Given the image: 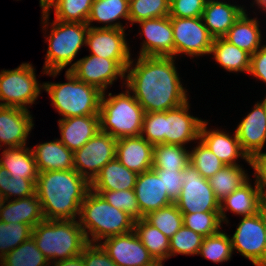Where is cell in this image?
I'll use <instances>...</instances> for the list:
<instances>
[{
	"label": "cell",
	"instance_id": "37",
	"mask_svg": "<svg viewBox=\"0 0 266 266\" xmlns=\"http://www.w3.org/2000/svg\"><path fill=\"white\" fill-rule=\"evenodd\" d=\"M50 262L37 248L31 236L0 260L1 266H49Z\"/></svg>",
	"mask_w": 266,
	"mask_h": 266
},
{
	"label": "cell",
	"instance_id": "56",
	"mask_svg": "<svg viewBox=\"0 0 266 266\" xmlns=\"http://www.w3.org/2000/svg\"><path fill=\"white\" fill-rule=\"evenodd\" d=\"M265 237H266V206H265ZM265 266H266V238H265Z\"/></svg>",
	"mask_w": 266,
	"mask_h": 266
},
{
	"label": "cell",
	"instance_id": "29",
	"mask_svg": "<svg viewBox=\"0 0 266 266\" xmlns=\"http://www.w3.org/2000/svg\"><path fill=\"white\" fill-rule=\"evenodd\" d=\"M129 22V0H94L86 24L91 28L126 29L120 20ZM119 20V21H118ZM92 22L102 26H92Z\"/></svg>",
	"mask_w": 266,
	"mask_h": 266
},
{
	"label": "cell",
	"instance_id": "24",
	"mask_svg": "<svg viewBox=\"0 0 266 266\" xmlns=\"http://www.w3.org/2000/svg\"><path fill=\"white\" fill-rule=\"evenodd\" d=\"M231 2L221 0H207L202 20L211 36L215 38H223L229 28L239 19V17L247 10L246 6L237 5Z\"/></svg>",
	"mask_w": 266,
	"mask_h": 266
},
{
	"label": "cell",
	"instance_id": "39",
	"mask_svg": "<svg viewBox=\"0 0 266 266\" xmlns=\"http://www.w3.org/2000/svg\"><path fill=\"white\" fill-rule=\"evenodd\" d=\"M169 239L183 226V215L175 203H171L143 217Z\"/></svg>",
	"mask_w": 266,
	"mask_h": 266
},
{
	"label": "cell",
	"instance_id": "50",
	"mask_svg": "<svg viewBox=\"0 0 266 266\" xmlns=\"http://www.w3.org/2000/svg\"><path fill=\"white\" fill-rule=\"evenodd\" d=\"M249 74L266 85V43L251 55Z\"/></svg>",
	"mask_w": 266,
	"mask_h": 266
},
{
	"label": "cell",
	"instance_id": "40",
	"mask_svg": "<svg viewBox=\"0 0 266 266\" xmlns=\"http://www.w3.org/2000/svg\"><path fill=\"white\" fill-rule=\"evenodd\" d=\"M170 0H129V26L142 20L169 16Z\"/></svg>",
	"mask_w": 266,
	"mask_h": 266
},
{
	"label": "cell",
	"instance_id": "25",
	"mask_svg": "<svg viewBox=\"0 0 266 266\" xmlns=\"http://www.w3.org/2000/svg\"><path fill=\"white\" fill-rule=\"evenodd\" d=\"M59 140L73 152L80 149L100 130L99 115L68 117L58 120Z\"/></svg>",
	"mask_w": 266,
	"mask_h": 266
},
{
	"label": "cell",
	"instance_id": "51",
	"mask_svg": "<svg viewBox=\"0 0 266 266\" xmlns=\"http://www.w3.org/2000/svg\"><path fill=\"white\" fill-rule=\"evenodd\" d=\"M251 161V168L254 171L253 177L266 201V152L254 156Z\"/></svg>",
	"mask_w": 266,
	"mask_h": 266
},
{
	"label": "cell",
	"instance_id": "38",
	"mask_svg": "<svg viewBox=\"0 0 266 266\" xmlns=\"http://www.w3.org/2000/svg\"><path fill=\"white\" fill-rule=\"evenodd\" d=\"M232 254L230 235L223 230L204 237L198 252V255L218 264L229 261Z\"/></svg>",
	"mask_w": 266,
	"mask_h": 266
},
{
	"label": "cell",
	"instance_id": "26",
	"mask_svg": "<svg viewBox=\"0 0 266 266\" xmlns=\"http://www.w3.org/2000/svg\"><path fill=\"white\" fill-rule=\"evenodd\" d=\"M44 220L37 193L24 198L3 200L0 206V221L24 223L34 228Z\"/></svg>",
	"mask_w": 266,
	"mask_h": 266
},
{
	"label": "cell",
	"instance_id": "43",
	"mask_svg": "<svg viewBox=\"0 0 266 266\" xmlns=\"http://www.w3.org/2000/svg\"><path fill=\"white\" fill-rule=\"evenodd\" d=\"M32 227L24 223L0 221V260L32 236Z\"/></svg>",
	"mask_w": 266,
	"mask_h": 266
},
{
	"label": "cell",
	"instance_id": "6",
	"mask_svg": "<svg viewBox=\"0 0 266 266\" xmlns=\"http://www.w3.org/2000/svg\"><path fill=\"white\" fill-rule=\"evenodd\" d=\"M32 237L50 263L81 255L88 244L78 220L44 219L32 229Z\"/></svg>",
	"mask_w": 266,
	"mask_h": 266
},
{
	"label": "cell",
	"instance_id": "17",
	"mask_svg": "<svg viewBox=\"0 0 266 266\" xmlns=\"http://www.w3.org/2000/svg\"><path fill=\"white\" fill-rule=\"evenodd\" d=\"M237 134L241 149L252 159L263 153L266 144V103L264 100L256 102L246 117L237 125Z\"/></svg>",
	"mask_w": 266,
	"mask_h": 266
},
{
	"label": "cell",
	"instance_id": "47",
	"mask_svg": "<svg viewBox=\"0 0 266 266\" xmlns=\"http://www.w3.org/2000/svg\"><path fill=\"white\" fill-rule=\"evenodd\" d=\"M207 0H170L169 17H202Z\"/></svg>",
	"mask_w": 266,
	"mask_h": 266
},
{
	"label": "cell",
	"instance_id": "34",
	"mask_svg": "<svg viewBox=\"0 0 266 266\" xmlns=\"http://www.w3.org/2000/svg\"><path fill=\"white\" fill-rule=\"evenodd\" d=\"M134 231L153 259H170V239L144 218L135 221Z\"/></svg>",
	"mask_w": 266,
	"mask_h": 266
},
{
	"label": "cell",
	"instance_id": "27",
	"mask_svg": "<svg viewBox=\"0 0 266 266\" xmlns=\"http://www.w3.org/2000/svg\"><path fill=\"white\" fill-rule=\"evenodd\" d=\"M38 172L74 169L73 151L58 138L31 148Z\"/></svg>",
	"mask_w": 266,
	"mask_h": 266
},
{
	"label": "cell",
	"instance_id": "36",
	"mask_svg": "<svg viewBox=\"0 0 266 266\" xmlns=\"http://www.w3.org/2000/svg\"><path fill=\"white\" fill-rule=\"evenodd\" d=\"M187 148L164 143L154 145L152 169L184 170L189 165Z\"/></svg>",
	"mask_w": 266,
	"mask_h": 266
},
{
	"label": "cell",
	"instance_id": "49",
	"mask_svg": "<svg viewBox=\"0 0 266 266\" xmlns=\"http://www.w3.org/2000/svg\"><path fill=\"white\" fill-rule=\"evenodd\" d=\"M163 179L164 189H167L170 200L175 203L179 198L183 184L181 174L183 170L153 169Z\"/></svg>",
	"mask_w": 266,
	"mask_h": 266
},
{
	"label": "cell",
	"instance_id": "1",
	"mask_svg": "<svg viewBox=\"0 0 266 266\" xmlns=\"http://www.w3.org/2000/svg\"><path fill=\"white\" fill-rule=\"evenodd\" d=\"M174 57L137 56L126 69L125 88L145 113L167 111L189 100Z\"/></svg>",
	"mask_w": 266,
	"mask_h": 266
},
{
	"label": "cell",
	"instance_id": "20",
	"mask_svg": "<svg viewBox=\"0 0 266 266\" xmlns=\"http://www.w3.org/2000/svg\"><path fill=\"white\" fill-rule=\"evenodd\" d=\"M208 120L202 122L199 139L225 164L241 165L237 163L239 158L245 160V163L252 166V161L241 149L237 134H229L226 130L209 129Z\"/></svg>",
	"mask_w": 266,
	"mask_h": 266
},
{
	"label": "cell",
	"instance_id": "15",
	"mask_svg": "<svg viewBox=\"0 0 266 266\" xmlns=\"http://www.w3.org/2000/svg\"><path fill=\"white\" fill-rule=\"evenodd\" d=\"M137 24L140 37H144L138 56L174 57L171 17L142 20Z\"/></svg>",
	"mask_w": 266,
	"mask_h": 266
},
{
	"label": "cell",
	"instance_id": "55",
	"mask_svg": "<svg viewBox=\"0 0 266 266\" xmlns=\"http://www.w3.org/2000/svg\"><path fill=\"white\" fill-rule=\"evenodd\" d=\"M18 1V0H17ZM48 0H39L40 8L44 11Z\"/></svg>",
	"mask_w": 266,
	"mask_h": 266
},
{
	"label": "cell",
	"instance_id": "9",
	"mask_svg": "<svg viewBox=\"0 0 266 266\" xmlns=\"http://www.w3.org/2000/svg\"><path fill=\"white\" fill-rule=\"evenodd\" d=\"M35 70L32 63L25 62L15 69L0 71V106L29 110L35 104L43 91Z\"/></svg>",
	"mask_w": 266,
	"mask_h": 266
},
{
	"label": "cell",
	"instance_id": "19",
	"mask_svg": "<svg viewBox=\"0 0 266 266\" xmlns=\"http://www.w3.org/2000/svg\"><path fill=\"white\" fill-rule=\"evenodd\" d=\"M126 29L89 27L86 47L90 54L113 60H131Z\"/></svg>",
	"mask_w": 266,
	"mask_h": 266
},
{
	"label": "cell",
	"instance_id": "5",
	"mask_svg": "<svg viewBox=\"0 0 266 266\" xmlns=\"http://www.w3.org/2000/svg\"><path fill=\"white\" fill-rule=\"evenodd\" d=\"M78 222L87 242L91 244H98L108 237L128 233L134 230L135 224L131 216L111 206L92 189L81 204Z\"/></svg>",
	"mask_w": 266,
	"mask_h": 266
},
{
	"label": "cell",
	"instance_id": "54",
	"mask_svg": "<svg viewBox=\"0 0 266 266\" xmlns=\"http://www.w3.org/2000/svg\"><path fill=\"white\" fill-rule=\"evenodd\" d=\"M165 260L162 259H153L150 263L143 266H164Z\"/></svg>",
	"mask_w": 266,
	"mask_h": 266
},
{
	"label": "cell",
	"instance_id": "12",
	"mask_svg": "<svg viewBox=\"0 0 266 266\" xmlns=\"http://www.w3.org/2000/svg\"><path fill=\"white\" fill-rule=\"evenodd\" d=\"M241 218L230 236L233 253L237 251L255 266H265V207Z\"/></svg>",
	"mask_w": 266,
	"mask_h": 266
},
{
	"label": "cell",
	"instance_id": "35",
	"mask_svg": "<svg viewBox=\"0 0 266 266\" xmlns=\"http://www.w3.org/2000/svg\"><path fill=\"white\" fill-rule=\"evenodd\" d=\"M94 0H48L45 12L54 10L55 20L86 23Z\"/></svg>",
	"mask_w": 266,
	"mask_h": 266
},
{
	"label": "cell",
	"instance_id": "7",
	"mask_svg": "<svg viewBox=\"0 0 266 266\" xmlns=\"http://www.w3.org/2000/svg\"><path fill=\"white\" fill-rule=\"evenodd\" d=\"M65 83L43 82L52 107L62 116L99 115L103 92L97 87L78 80L71 71H65Z\"/></svg>",
	"mask_w": 266,
	"mask_h": 266
},
{
	"label": "cell",
	"instance_id": "16",
	"mask_svg": "<svg viewBox=\"0 0 266 266\" xmlns=\"http://www.w3.org/2000/svg\"><path fill=\"white\" fill-rule=\"evenodd\" d=\"M98 244L117 266H143L153 260L134 230L108 237Z\"/></svg>",
	"mask_w": 266,
	"mask_h": 266
},
{
	"label": "cell",
	"instance_id": "52",
	"mask_svg": "<svg viewBox=\"0 0 266 266\" xmlns=\"http://www.w3.org/2000/svg\"><path fill=\"white\" fill-rule=\"evenodd\" d=\"M49 266H84V261L82 256L78 255L67 260L51 262Z\"/></svg>",
	"mask_w": 266,
	"mask_h": 266
},
{
	"label": "cell",
	"instance_id": "41",
	"mask_svg": "<svg viewBox=\"0 0 266 266\" xmlns=\"http://www.w3.org/2000/svg\"><path fill=\"white\" fill-rule=\"evenodd\" d=\"M198 141L196 147L189 150V164L205 179H209L225 164L200 139Z\"/></svg>",
	"mask_w": 266,
	"mask_h": 266
},
{
	"label": "cell",
	"instance_id": "22",
	"mask_svg": "<svg viewBox=\"0 0 266 266\" xmlns=\"http://www.w3.org/2000/svg\"><path fill=\"white\" fill-rule=\"evenodd\" d=\"M134 191L142 217L173 203L163 179L153 169L138 174Z\"/></svg>",
	"mask_w": 266,
	"mask_h": 266
},
{
	"label": "cell",
	"instance_id": "10",
	"mask_svg": "<svg viewBox=\"0 0 266 266\" xmlns=\"http://www.w3.org/2000/svg\"><path fill=\"white\" fill-rule=\"evenodd\" d=\"M130 61L107 59L89 54L74 61V67L70 71L78 80L106 92L108 87H111L119 78L120 82L123 81L122 87H125L126 69Z\"/></svg>",
	"mask_w": 266,
	"mask_h": 266
},
{
	"label": "cell",
	"instance_id": "13",
	"mask_svg": "<svg viewBox=\"0 0 266 266\" xmlns=\"http://www.w3.org/2000/svg\"><path fill=\"white\" fill-rule=\"evenodd\" d=\"M183 184L175 205L182 213L220 211V202L214 195L208 179H205L191 164L181 174Z\"/></svg>",
	"mask_w": 266,
	"mask_h": 266
},
{
	"label": "cell",
	"instance_id": "23",
	"mask_svg": "<svg viewBox=\"0 0 266 266\" xmlns=\"http://www.w3.org/2000/svg\"><path fill=\"white\" fill-rule=\"evenodd\" d=\"M154 146L141 135L117 139L115 157L129 170L140 174L152 169Z\"/></svg>",
	"mask_w": 266,
	"mask_h": 266
},
{
	"label": "cell",
	"instance_id": "45",
	"mask_svg": "<svg viewBox=\"0 0 266 266\" xmlns=\"http://www.w3.org/2000/svg\"><path fill=\"white\" fill-rule=\"evenodd\" d=\"M203 236L184 225L170 238V258L179 255H197Z\"/></svg>",
	"mask_w": 266,
	"mask_h": 266
},
{
	"label": "cell",
	"instance_id": "30",
	"mask_svg": "<svg viewBox=\"0 0 266 266\" xmlns=\"http://www.w3.org/2000/svg\"><path fill=\"white\" fill-rule=\"evenodd\" d=\"M138 174L129 170L115 157L108 162L90 183L92 190H131L134 189Z\"/></svg>",
	"mask_w": 266,
	"mask_h": 266
},
{
	"label": "cell",
	"instance_id": "31",
	"mask_svg": "<svg viewBox=\"0 0 266 266\" xmlns=\"http://www.w3.org/2000/svg\"><path fill=\"white\" fill-rule=\"evenodd\" d=\"M2 156V157H1ZM0 156V166L12 177L26 178L37 183L38 170L31 147L4 148Z\"/></svg>",
	"mask_w": 266,
	"mask_h": 266
},
{
	"label": "cell",
	"instance_id": "44",
	"mask_svg": "<svg viewBox=\"0 0 266 266\" xmlns=\"http://www.w3.org/2000/svg\"><path fill=\"white\" fill-rule=\"evenodd\" d=\"M36 193V184L26 178L12 177L0 166V196L3 200L29 197Z\"/></svg>",
	"mask_w": 266,
	"mask_h": 266
},
{
	"label": "cell",
	"instance_id": "3",
	"mask_svg": "<svg viewBox=\"0 0 266 266\" xmlns=\"http://www.w3.org/2000/svg\"><path fill=\"white\" fill-rule=\"evenodd\" d=\"M50 15L51 12L41 11V28L45 31L43 33L48 43L41 72L55 78L68 65L71 64L66 71L74 67V59L86 45L89 26L86 23L62 22L55 19L50 22Z\"/></svg>",
	"mask_w": 266,
	"mask_h": 266
},
{
	"label": "cell",
	"instance_id": "53",
	"mask_svg": "<svg viewBox=\"0 0 266 266\" xmlns=\"http://www.w3.org/2000/svg\"><path fill=\"white\" fill-rule=\"evenodd\" d=\"M252 3H250V7H257V10L260 9L259 11H263V13L266 14V0H252ZM255 4V5H254Z\"/></svg>",
	"mask_w": 266,
	"mask_h": 266
},
{
	"label": "cell",
	"instance_id": "46",
	"mask_svg": "<svg viewBox=\"0 0 266 266\" xmlns=\"http://www.w3.org/2000/svg\"><path fill=\"white\" fill-rule=\"evenodd\" d=\"M99 193L111 206L126 212L135 221L143 218L136 199L134 189L131 190H93Z\"/></svg>",
	"mask_w": 266,
	"mask_h": 266
},
{
	"label": "cell",
	"instance_id": "33",
	"mask_svg": "<svg viewBox=\"0 0 266 266\" xmlns=\"http://www.w3.org/2000/svg\"><path fill=\"white\" fill-rule=\"evenodd\" d=\"M249 176L247 170L245 171L242 168V165H225L209 178L208 182L214 191L215 197L221 202L246 183L250 179Z\"/></svg>",
	"mask_w": 266,
	"mask_h": 266
},
{
	"label": "cell",
	"instance_id": "42",
	"mask_svg": "<svg viewBox=\"0 0 266 266\" xmlns=\"http://www.w3.org/2000/svg\"><path fill=\"white\" fill-rule=\"evenodd\" d=\"M183 225L203 237L213 235L222 228L220 211L182 213Z\"/></svg>",
	"mask_w": 266,
	"mask_h": 266
},
{
	"label": "cell",
	"instance_id": "11",
	"mask_svg": "<svg viewBox=\"0 0 266 266\" xmlns=\"http://www.w3.org/2000/svg\"><path fill=\"white\" fill-rule=\"evenodd\" d=\"M174 39V58L185 55L192 58L210 55L214 38L205 27L202 17H171Z\"/></svg>",
	"mask_w": 266,
	"mask_h": 266
},
{
	"label": "cell",
	"instance_id": "57",
	"mask_svg": "<svg viewBox=\"0 0 266 266\" xmlns=\"http://www.w3.org/2000/svg\"><path fill=\"white\" fill-rule=\"evenodd\" d=\"M2 201H3V199H2V197L0 196V206H1Z\"/></svg>",
	"mask_w": 266,
	"mask_h": 266
},
{
	"label": "cell",
	"instance_id": "32",
	"mask_svg": "<svg viewBox=\"0 0 266 266\" xmlns=\"http://www.w3.org/2000/svg\"><path fill=\"white\" fill-rule=\"evenodd\" d=\"M210 55L227 72L249 74L251 55L224 38L213 40Z\"/></svg>",
	"mask_w": 266,
	"mask_h": 266
},
{
	"label": "cell",
	"instance_id": "21",
	"mask_svg": "<svg viewBox=\"0 0 266 266\" xmlns=\"http://www.w3.org/2000/svg\"><path fill=\"white\" fill-rule=\"evenodd\" d=\"M250 180L220 202V218L222 223L226 225L229 223L226 215L227 211L239 215V217H245L260 212L266 206V201L257 186L256 180L253 182L254 185Z\"/></svg>",
	"mask_w": 266,
	"mask_h": 266
},
{
	"label": "cell",
	"instance_id": "14",
	"mask_svg": "<svg viewBox=\"0 0 266 266\" xmlns=\"http://www.w3.org/2000/svg\"><path fill=\"white\" fill-rule=\"evenodd\" d=\"M117 139L99 130L84 146L73 152L74 170L90 183L116 155Z\"/></svg>",
	"mask_w": 266,
	"mask_h": 266
},
{
	"label": "cell",
	"instance_id": "4",
	"mask_svg": "<svg viewBox=\"0 0 266 266\" xmlns=\"http://www.w3.org/2000/svg\"><path fill=\"white\" fill-rule=\"evenodd\" d=\"M190 105L188 100L171 110L145 113L141 136L153 146L164 143L186 147L192 141L196 143L204 120L190 114Z\"/></svg>",
	"mask_w": 266,
	"mask_h": 266
},
{
	"label": "cell",
	"instance_id": "18",
	"mask_svg": "<svg viewBox=\"0 0 266 266\" xmlns=\"http://www.w3.org/2000/svg\"><path fill=\"white\" fill-rule=\"evenodd\" d=\"M32 116L27 109L0 106V150L27 145V138L35 125Z\"/></svg>",
	"mask_w": 266,
	"mask_h": 266
},
{
	"label": "cell",
	"instance_id": "8",
	"mask_svg": "<svg viewBox=\"0 0 266 266\" xmlns=\"http://www.w3.org/2000/svg\"><path fill=\"white\" fill-rule=\"evenodd\" d=\"M144 115L145 111L128 89L114 95L103 92L99 111L102 132L116 139L140 136Z\"/></svg>",
	"mask_w": 266,
	"mask_h": 266
},
{
	"label": "cell",
	"instance_id": "28",
	"mask_svg": "<svg viewBox=\"0 0 266 266\" xmlns=\"http://www.w3.org/2000/svg\"><path fill=\"white\" fill-rule=\"evenodd\" d=\"M258 20L257 17L250 18L246 10L229 28V31L223 38L253 55L266 42L263 41L262 31L259 26L261 22Z\"/></svg>",
	"mask_w": 266,
	"mask_h": 266
},
{
	"label": "cell",
	"instance_id": "48",
	"mask_svg": "<svg viewBox=\"0 0 266 266\" xmlns=\"http://www.w3.org/2000/svg\"><path fill=\"white\" fill-rule=\"evenodd\" d=\"M81 256L84 266H117L99 244L88 243Z\"/></svg>",
	"mask_w": 266,
	"mask_h": 266
},
{
	"label": "cell",
	"instance_id": "2",
	"mask_svg": "<svg viewBox=\"0 0 266 266\" xmlns=\"http://www.w3.org/2000/svg\"><path fill=\"white\" fill-rule=\"evenodd\" d=\"M90 189V182L74 169L38 172L36 193L44 219H78Z\"/></svg>",
	"mask_w": 266,
	"mask_h": 266
}]
</instances>
